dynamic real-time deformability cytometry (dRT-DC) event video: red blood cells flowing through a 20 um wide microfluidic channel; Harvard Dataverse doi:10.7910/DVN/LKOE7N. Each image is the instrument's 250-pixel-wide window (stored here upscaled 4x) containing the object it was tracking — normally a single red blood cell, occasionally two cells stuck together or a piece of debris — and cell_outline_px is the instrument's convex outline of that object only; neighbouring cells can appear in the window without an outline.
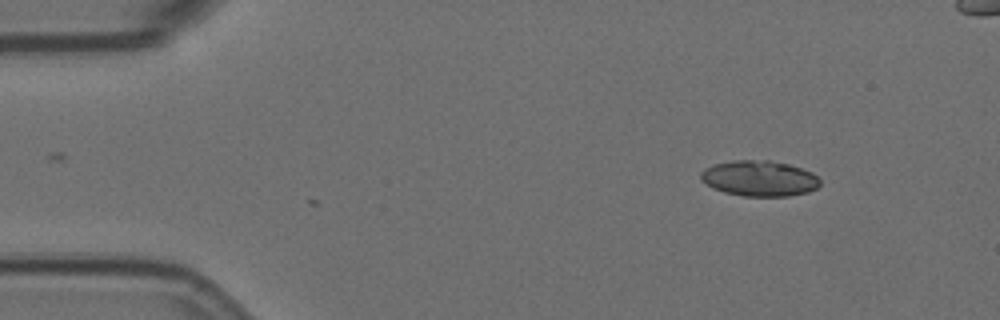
{"species": "Egyptian fruit bat (a non-hibernating species)", "species_latin": "Rousettus aegyptiacus", "temperature_condition": "room temperature", "stored_images_in_passage": 7, "camera_frame_rate_fps": 3000, "um_per_image_px": 0.085, "animal": {"sex": "female"}, "frame": {"image": 1, "passage_image": 1, "time_ms": 0.0, "image_size_px": [1000, 320], "cell_outline_px": [[820, 184], [816, 188], [808, 192], [788, 196], [744, 196], [724, 192], [712, 188], [700, 180], [700, 172], [704, 168], [716, 164], [732, 160], [768, 160], [788, 164], [812, 172], [820, 180]], "centroid_in_image_um": [64.52, 15.16], "position_along_channel_um": 20.5, "area_um2": 24.8}}
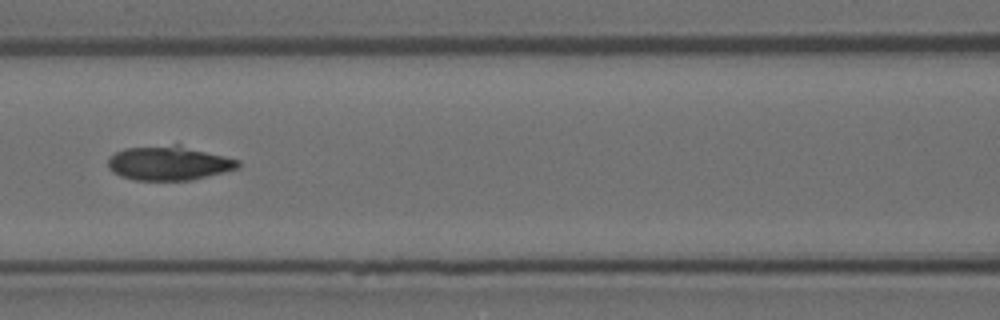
{"frame": {"image": 2, "passage_image": 6, "time_ms": 1.667, "image_size_px": [1000, 320], "cell_outline_px": [[240, 164], [236, 168], [224, 172], [192, 180], [136, 180], [120, 176], [112, 172], [108, 168], [108, 156], [124, 148], [176, 144], [180, 144], [240, 160]], "centroid_in_image_um": [14.33, 13.86], "position_along_channel_um": 152.3, "area_um2": 26.13}}
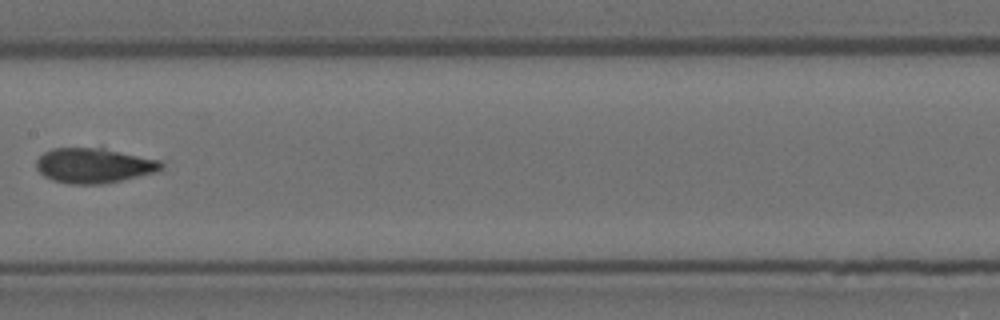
{"frame": {"image": 3, "passage_image": 7, "time_ms": 2.0, "image_size_px": [1000, 320], "cell_outline_px": [[164, 164], [160, 172], [100, 184], [68, 184], [52, 180], [44, 176], [36, 168], [36, 160], [44, 152], [52, 148], [100, 144], [160, 160]], "centroid_in_image_um": [8.02, 14.0], "position_along_channel_um": 199.4, "area_um2": 26.93}}